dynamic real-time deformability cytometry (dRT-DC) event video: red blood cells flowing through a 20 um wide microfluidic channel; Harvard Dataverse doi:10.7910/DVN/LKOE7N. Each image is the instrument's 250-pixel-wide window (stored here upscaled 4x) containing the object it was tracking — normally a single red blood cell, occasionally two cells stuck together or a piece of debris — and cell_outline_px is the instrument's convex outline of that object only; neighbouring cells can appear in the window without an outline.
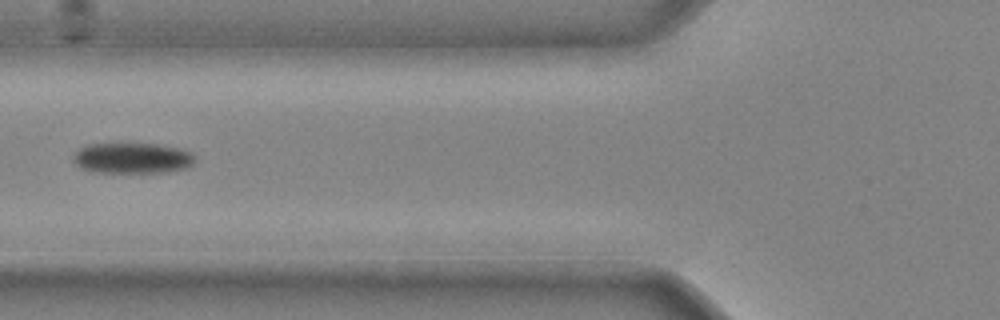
{"species": "common noctule bat (a hibernating species)", "species_latin": "Nyctalus noctula", "temperature_condition": "cold", "stored_images_in_passage": 43, "camera_frame_rate_fps": 3000, "um_per_image_px": 0.085, "animal": {"sex": "male", "body_mass_g": 20.4}, "frame": {"image": 1, "passage_image": 17, "time_ms": 5.333, "image_size_px": [1000, 320], "cell_outline_px": [[196, 156], [192, 164], [188, 168], [168, 172], [92, 172], [80, 168], [72, 160], [72, 156], [80, 148], [88, 144], [156, 144], [176, 148], [192, 152]], "centroid_in_image_um": [11.24, 13.45], "position_along_channel_um": 114.6, "area_um2": 21.79}}
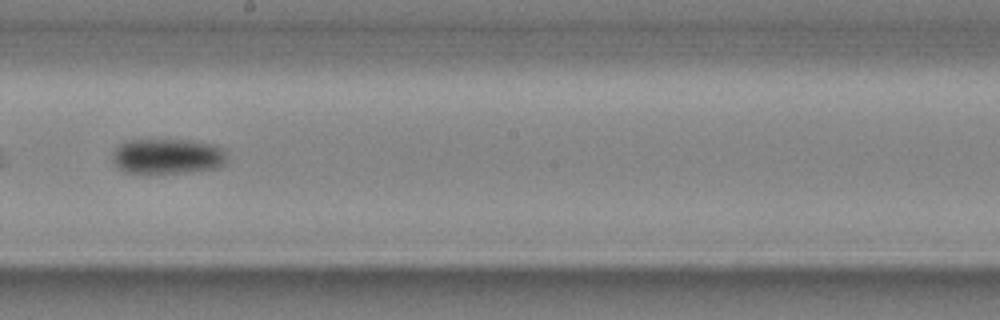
{"frame": {"image": 2, "passage_image": 25, "time_ms": 8.0, "image_size_px": [1000, 320], "cell_outline_px": [[228, 160], [224, 164], [216, 168], [184, 172], [144, 176], [128, 172], [120, 168], [112, 160], [112, 152], [124, 140], [192, 140], [212, 144], [224, 148]], "centroid_in_image_um": [14.23, 13.31], "position_along_channel_um": 234.0, "area_um2": 24.22}}
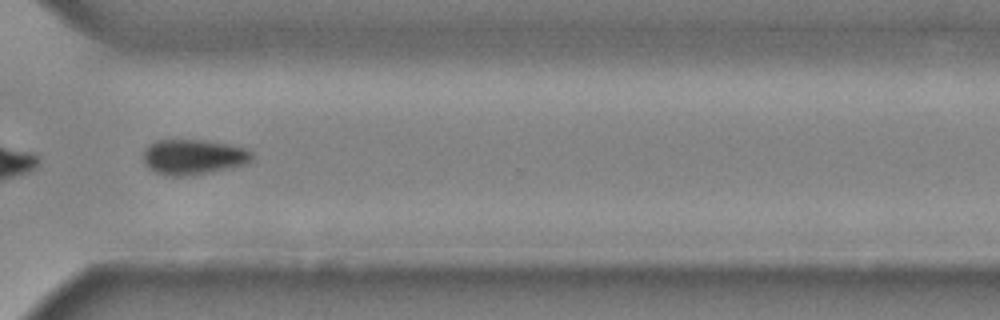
{"frame": {"image": 3, "passage_image": 33, "time_ms": 10.667, "image_size_px": [1000, 320], "cell_outline_px": [[252, 160], [248, 164], [208, 172], [184, 176], [172, 176], [156, 172], [144, 160], [144, 148], [148, 144], [156, 140], [208, 140], [228, 144], [244, 148], [252, 152]], "centroid_in_image_um": [16.46, 13.32], "position_along_channel_um": 354.1, "area_um2": 22.08}}